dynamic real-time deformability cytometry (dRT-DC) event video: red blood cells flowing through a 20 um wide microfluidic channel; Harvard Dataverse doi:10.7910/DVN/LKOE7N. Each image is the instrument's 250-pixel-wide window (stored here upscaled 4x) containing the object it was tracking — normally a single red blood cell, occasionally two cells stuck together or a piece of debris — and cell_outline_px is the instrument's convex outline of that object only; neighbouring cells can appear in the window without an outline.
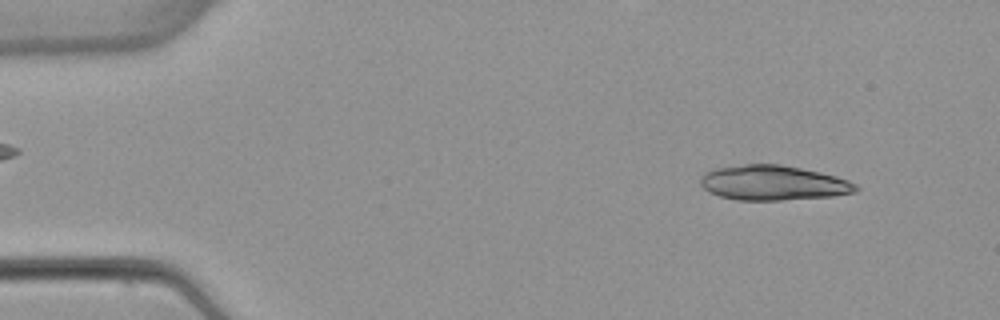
{"species": "common noctule bat (a hibernating species)", "species_latin": "Nyctalus noctula", "temperature_condition": "warm", "stored_images_in_passage": 6, "segment_of_instrument_passage": [1, 2], "camera_frame_rate_fps": 3000, "um_per_image_px": 0.085, "animal": {"sex": "female", "body_mass_g": 22.7, "forearm_length_mm": 54.2}, "frame": {"image": 1, "passage_image": 1, "time_ms": 0.0, "image_size_px": [1000, 320], "cell_outline_px": [[860, 188], [856, 192], [832, 196], [780, 200], [736, 200], [720, 196], [708, 192], [700, 184], [700, 176], [704, 172], [716, 168], [744, 164], [780, 164], [820, 172], [836, 176], [848, 180], [856, 184]], "centroid_in_image_um": [65.7, 15.54], "position_along_channel_um": 19.3, "area_um2": 31.67}}